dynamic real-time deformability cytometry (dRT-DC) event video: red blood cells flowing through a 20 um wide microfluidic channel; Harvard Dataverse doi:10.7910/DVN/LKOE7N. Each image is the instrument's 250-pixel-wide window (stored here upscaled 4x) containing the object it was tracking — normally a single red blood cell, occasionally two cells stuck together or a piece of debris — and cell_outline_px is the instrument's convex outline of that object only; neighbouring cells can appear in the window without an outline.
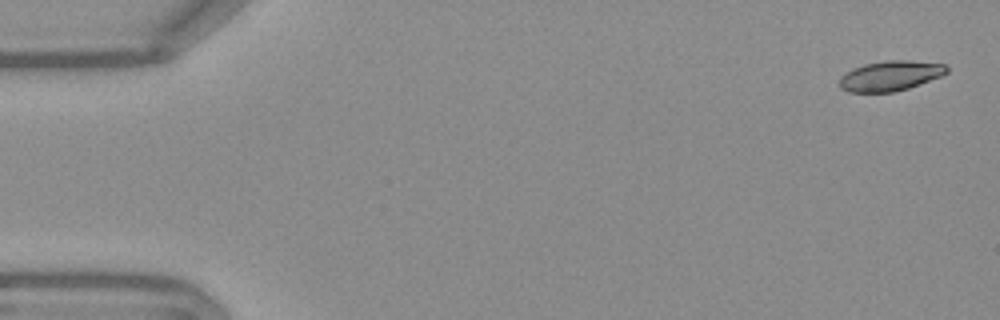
{"species": "Egyptian fruit bat (a non-hibernating species)", "species_latin": "Rousettus aegyptiacus", "temperature_condition": "warm", "stored_images_in_passage": 53, "camera_frame_rate_fps": 3000, "um_per_image_px": 0.085, "frame": {"image": 1, "passage_image": 1, "time_ms": 0.0, "image_size_px": [1000, 320], "cell_outline_px": [[948, 72], [940, 76], [908, 88], [892, 92], [848, 92], [840, 88], [840, 76], [852, 68], [864, 64], [888, 60], [908, 60], [948, 64]], "centroid_in_image_um": [75.67, 6.43], "position_along_channel_um": 9.3, "area_um2": 18.79}}
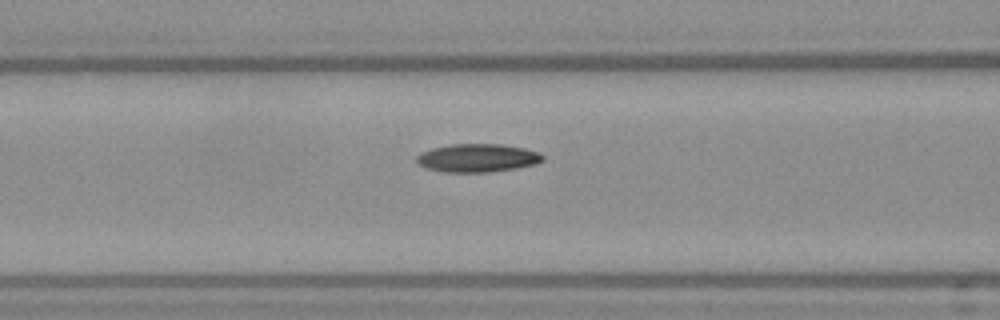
{"frame": {"image": 2, "passage_image": 21, "time_ms": 6.667, "image_size_px": [1000, 320], "cell_outline_px": [[544, 160], [532, 164], [512, 168], [488, 172], [444, 172], [424, 168], [416, 164], [416, 156], [420, 152], [432, 148], [452, 144], [500, 144], [524, 148], [540, 152], [544, 156]], "centroid_in_image_um": [40.51, 13.42], "position_along_channel_um": 126.1, "area_um2": 20.75}}
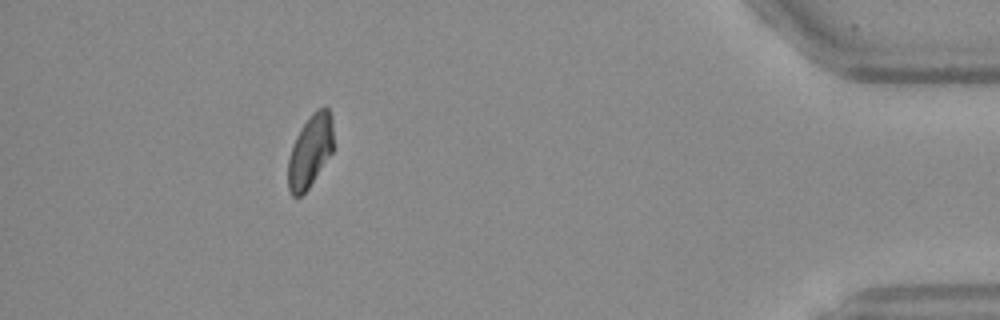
{"frame": {"image": 3, "passage_image": 48, "time_ms": 15.667, "image_size_px": [1000, 320], "cell_outline_px": [[332, 152], [308, 188], [300, 196], [292, 196], [288, 188], [288, 160], [292, 144], [300, 128], [312, 112], [316, 108], [324, 104], [328, 108], [332, 116]], "centroid_in_image_um": [26.35, 12.78], "position_along_channel_um": 408.9, "area_um2": 19.19}, "authors_computed_cell_mechanics": {"area_um2": 19.8832, "velocity_mm_per_s": 3.7721, "shape_relaxation_time_tau1_ms": null, "shape_relaxation_time_tau2_ms": 10.4835, "deformation_change_tau1": null, "deformation_change_tau2": 0.1635}}